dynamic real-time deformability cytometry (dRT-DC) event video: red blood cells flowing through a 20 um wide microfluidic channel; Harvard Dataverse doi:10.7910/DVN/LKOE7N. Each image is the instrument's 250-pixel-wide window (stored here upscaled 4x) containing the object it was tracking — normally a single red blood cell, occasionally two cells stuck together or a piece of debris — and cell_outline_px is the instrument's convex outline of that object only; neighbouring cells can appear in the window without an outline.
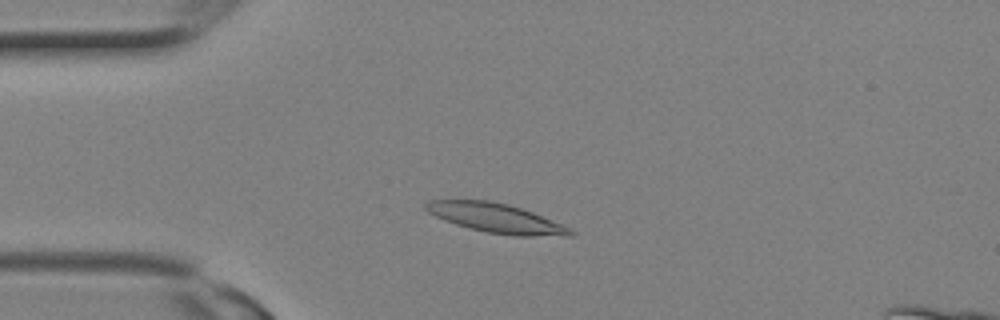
{"species": "Egyptian fruit bat (a non-hibernating species)", "species_latin": "Rousettus aegyptiacus", "temperature_condition": "room temperature", "stored_images_in_passage": 1, "camera_frame_rate_fps": 3000, "um_per_image_px": 0.085, "animal": {"sex": "female"}, "frame": {"image": 1, "passage_image": 1, "time_ms": 0.0, "image_size_px": [1000, 320], "cell_outline_px": [[576, 232], [572, 236], [516, 236], [488, 232], [456, 224], [444, 220], [428, 212], [424, 208], [424, 204], [432, 200], [488, 200], [508, 204], [532, 212], [560, 224]], "centroid_in_image_um": [42.16, 18.54], "position_along_channel_um": 42.8, "area_um2": 24.28}}